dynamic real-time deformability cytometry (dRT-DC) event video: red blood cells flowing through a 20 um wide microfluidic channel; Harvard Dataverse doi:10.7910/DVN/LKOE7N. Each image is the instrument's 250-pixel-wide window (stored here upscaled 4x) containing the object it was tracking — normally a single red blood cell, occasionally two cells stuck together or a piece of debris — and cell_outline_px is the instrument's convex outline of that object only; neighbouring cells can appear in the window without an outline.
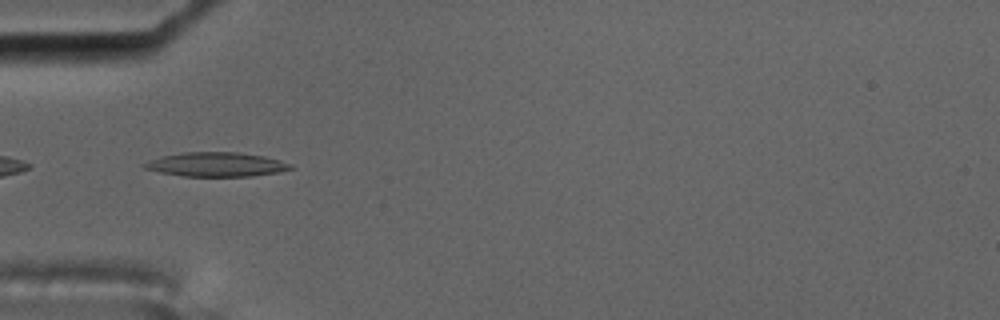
{"species": "common noctule bat (a hibernating species)", "species_latin": "Nyctalus noctula", "temperature_condition": "cold", "stored_images_in_passage": 6, "camera_frame_rate_fps": 3000, "um_per_image_px": 0.085, "animal": {"sex": "male", "body_mass_g": 17.5, "forearm_length_mm": 52.3}, "frame": {"image": 1, "passage_image": 6, "time_ms": 1.667, "image_size_px": [1000, 320], "cell_outline_px": [[296, 168], [276, 172], [252, 176], [184, 176], [160, 172], [144, 168], [140, 164], [160, 156], [184, 152], [236, 152], [264, 156], [280, 160], [292, 164]], "centroid_in_image_um": [18.38, 13.97], "position_along_channel_um": 66.6, "area_um2": 20.63}}